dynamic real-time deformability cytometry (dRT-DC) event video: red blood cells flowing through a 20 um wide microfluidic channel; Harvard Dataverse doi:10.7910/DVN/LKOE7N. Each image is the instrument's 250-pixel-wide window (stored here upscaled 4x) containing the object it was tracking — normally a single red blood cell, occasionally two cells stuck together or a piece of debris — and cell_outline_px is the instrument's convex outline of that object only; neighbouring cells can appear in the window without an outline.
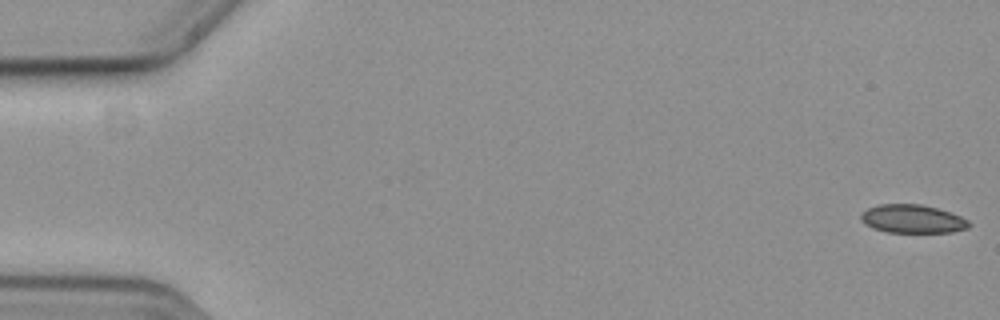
{"species": "common noctule bat (a hibernating species)", "species_latin": "Nyctalus noctula", "temperature_condition": "cold", "stored_images_in_passage": 10, "camera_frame_rate_fps": 3000, "um_per_image_px": 0.085, "animal": {"sex": "female", "body_mass_g": 19.3, "forearm_length_mm": 54.1}, "frame": {"image": 1, "passage_image": 1, "time_ms": 0.0, "image_size_px": [1000, 320], "cell_outline_px": [[972, 224], [968, 228], [952, 232], [888, 232], [872, 228], [864, 224], [860, 220], [860, 212], [876, 204], [920, 204], [952, 212], [968, 220]], "centroid_in_image_um": [77.53, 18.6], "position_along_channel_um": 7.5, "area_um2": 18.09}}